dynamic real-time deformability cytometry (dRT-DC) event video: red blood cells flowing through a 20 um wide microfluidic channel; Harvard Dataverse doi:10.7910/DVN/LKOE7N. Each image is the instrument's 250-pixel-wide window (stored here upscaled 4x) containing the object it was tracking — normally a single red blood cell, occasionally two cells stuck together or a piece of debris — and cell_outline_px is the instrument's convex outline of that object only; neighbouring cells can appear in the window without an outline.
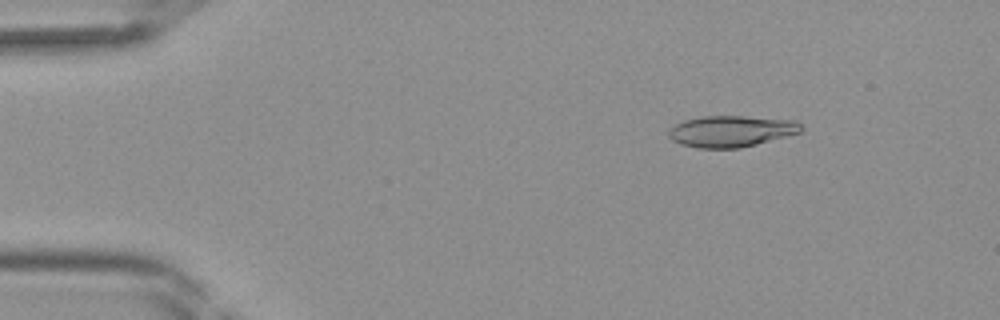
{"species": "Egyptian fruit bat (a non-hibernating species)", "species_latin": "Rousettus aegyptiacus", "temperature_condition": "room temperature", "stored_images_in_passage": 42, "camera_frame_rate_fps": 3000, "um_per_image_px": 0.085, "frame": {"image": 1, "passage_image": 6, "time_ms": 1.667, "image_size_px": [1000, 320], "cell_outline_px": [[804, 128], [800, 132], [756, 144], [740, 148], [700, 148], [680, 144], [672, 140], [668, 136], [668, 128], [684, 120], [700, 116], [744, 116], [796, 120]], "centroid_in_image_um": [62.12, 11.15], "position_along_channel_um": 22.9, "area_um2": 24.22}}
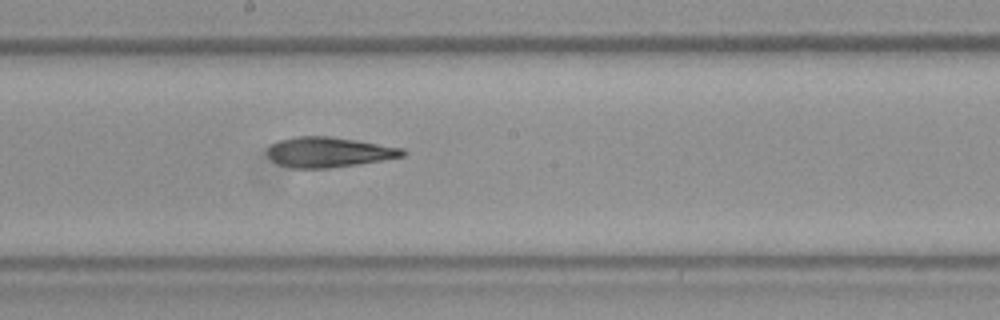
{"frame": {"image": 2, "passage_image": 23, "time_ms": 7.333, "image_size_px": [1000, 320], "cell_outline_px": [[408, 152], [404, 156], [356, 164], [328, 168], [292, 168], [280, 164], [272, 160], [268, 156], [268, 148], [272, 144], [280, 140], [296, 136], [328, 136], [356, 140], [404, 148]], "centroid_in_image_um": [27.96, 12.92], "position_along_channel_um": 220.2, "area_um2": 23.52}}
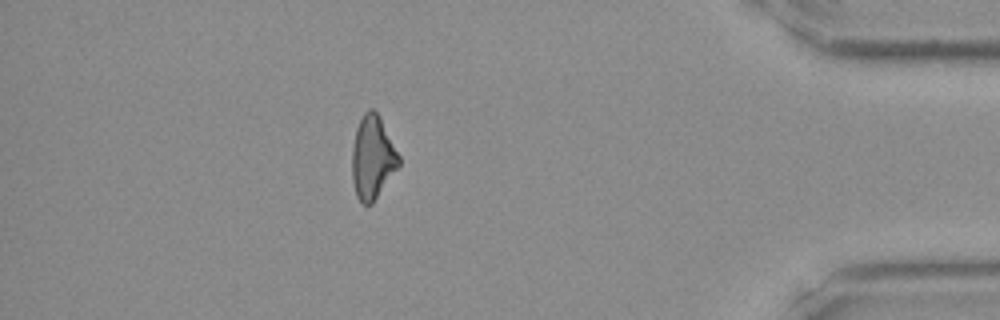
{"frame": {"image": 3, "passage_image": 37, "time_ms": 12.0, "image_size_px": [1000, 320], "cell_outline_px": [[400, 164], [372, 204], [360, 204], [356, 196], [352, 180], [352, 148], [356, 128], [364, 112], [368, 108], [372, 108], [380, 116], [400, 156]], "centroid_in_image_um": [31.65, 13.39], "position_along_channel_um": 403.5, "area_um2": 22.77}}